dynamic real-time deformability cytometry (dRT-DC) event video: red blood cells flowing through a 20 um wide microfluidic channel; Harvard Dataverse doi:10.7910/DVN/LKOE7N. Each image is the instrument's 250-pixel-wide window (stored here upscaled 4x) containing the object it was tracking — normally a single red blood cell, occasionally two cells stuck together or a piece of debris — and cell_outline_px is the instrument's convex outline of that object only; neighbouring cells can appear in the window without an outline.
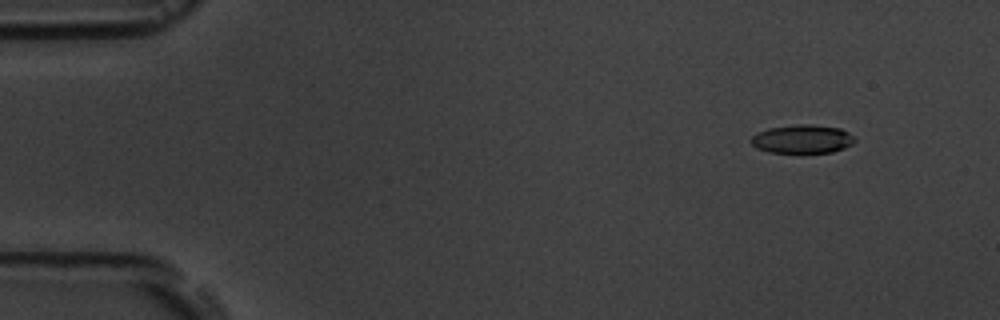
{"species": "common noctule bat (a hibernating species)", "species_latin": "Nyctalus noctula", "temperature_condition": "room temperature", "stored_images_in_passage": 6, "camera_frame_rate_fps": 3000, "um_per_image_px": 0.085, "animal": {"sex": "male", "body_mass_g": 19.5, "forearm_length_mm": 54.6}, "frame": {"image": 1, "passage_image": 2, "time_ms": 1.333, "image_size_px": [1000, 320], "cell_outline_px": [[856, 140], [852, 144], [844, 148], [832, 152], [800, 156], [768, 152], [756, 148], [752, 144], [752, 136], [756, 132], [768, 128], [796, 124], [812, 124], [840, 128], [848, 132]], "centroid_in_image_um": [68.18, 11.87], "position_along_channel_um": 16.8, "area_um2": 18.15}}
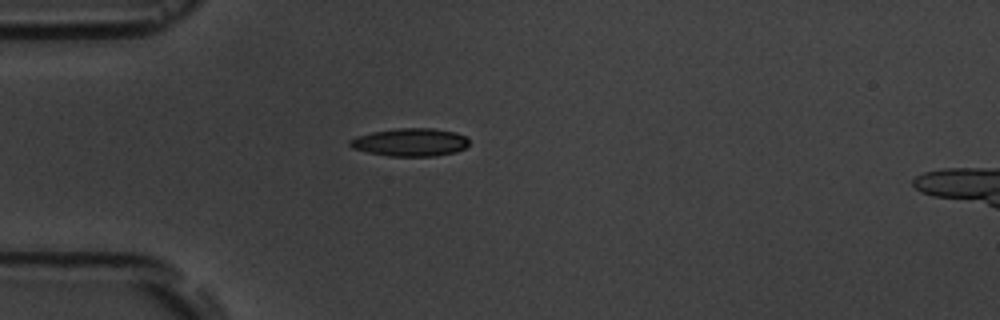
{"frame": {"image": 2, "passage_image": 5, "time_ms": 4.667, "image_size_px": [1000, 320], "cell_outline_px": [[468, 144], [464, 148], [456, 152], [436, 156], [388, 156], [368, 152], [352, 148], [348, 144], [348, 140], [356, 136], [372, 132], [400, 128], [432, 128], [456, 132], [464, 136], [468, 140]], "centroid_in_image_um": [34.85, 12.09], "position_along_channel_um": 50.1, "area_um2": 19.42}}